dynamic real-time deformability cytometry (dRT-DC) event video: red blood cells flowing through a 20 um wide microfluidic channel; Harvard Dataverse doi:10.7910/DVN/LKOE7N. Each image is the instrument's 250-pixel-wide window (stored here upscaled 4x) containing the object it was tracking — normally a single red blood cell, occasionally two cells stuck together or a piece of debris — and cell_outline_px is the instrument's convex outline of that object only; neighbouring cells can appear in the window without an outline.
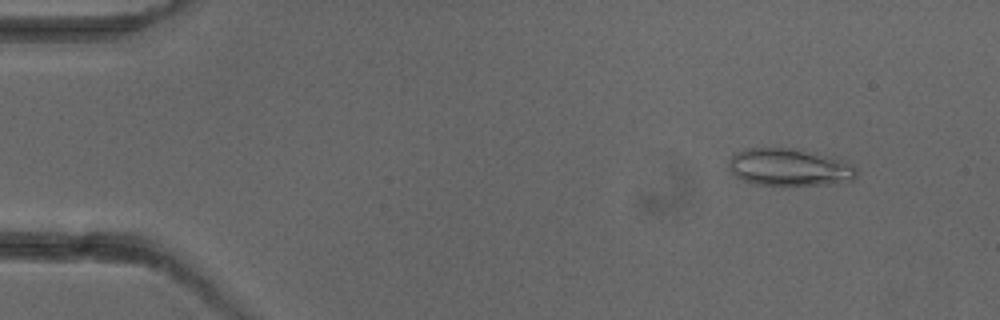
{"species": "common noctule bat (a hibernating species)", "species_latin": "Nyctalus noctula", "temperature_condition": "cold", "stored_images_in_passage": 6, "camera_frame_rate_fps": 3000, "um_per_image_px": 0.085, "animal": {"sex": "female"}, "frame": {"image": 1, "passage_image": 2, "time_ms": 1.333, "image_size_px": [1000, 320], "cell_outline_px": [[856, 176], [852, 180], [828, 184], [756, 184], [744, 180], [736, 176], [732, 172], [728, 164], [732, 156], [736, 152], [744, 148], [792, 148], [816, 152], [836, 156], [852, 164], [856, 168]], "centroid_in_image_um": [67.13, 14.18], "position_along_channel_um": 17.9, "area_um2": 27.74}}
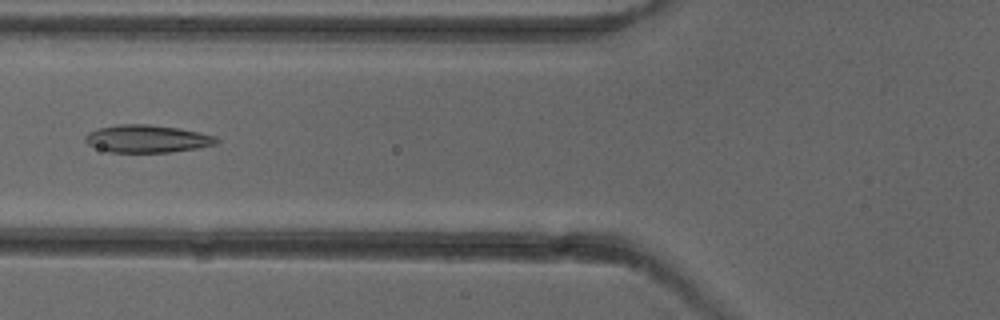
{"frame": {"image": 2, "passage_image": 6, "time_ms": 6.333, "image_size_px": [1000, 320], "cell_outline_px": [[220, 140], [216, 144], [196, 148], [168, 152], [108, 152], [88, 144], [84, 140], [84, 136], [88, 132], [96, 128], [116, 124], [148, 124], [180, 128], [200, 132], [216, 136]], "centroid_in_image_um": [12.49, 11.78], "position_along_channel_um": 113.3, "area_um2": 21.27}}